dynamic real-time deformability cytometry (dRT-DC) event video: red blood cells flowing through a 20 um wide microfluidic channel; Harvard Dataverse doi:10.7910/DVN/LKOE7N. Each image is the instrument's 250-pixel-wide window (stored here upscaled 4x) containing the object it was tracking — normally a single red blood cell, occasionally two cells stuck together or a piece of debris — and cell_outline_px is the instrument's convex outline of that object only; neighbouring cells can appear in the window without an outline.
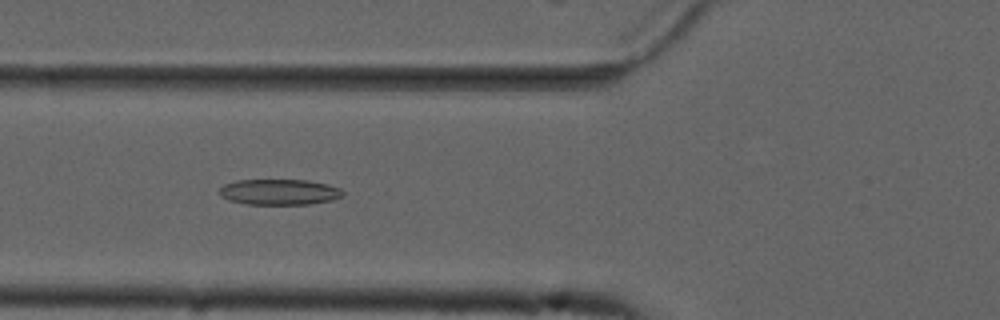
{"species": "common noctule bat (a hibernating species)", "species_latin": "Nyctalus noctula", "temperature_condition": "cold", "stored_images_in_passage": 40, "camera_frame_rate_fps": 3000, "um_per_image_px": 0.085, "animal": {"sex": "male", "forearm_length_mm": 52.5}, "frame": {"image": 1, "passage_image": 14, "time_ms": 4.333, "image_size_px": [1000, 320], "cell_outline_px": [[344, 196], [332, 200], [312, 204], [244, 204], [228, 200], [220, 196], [220, 188], [224, 184], [236, 180], [308, 180], [328, 184], [340, 188], [344, 192]], "centroid_in_image_um": [23.76, 16.32], "position_along_channel_um": 102.0, "area_um2": 18.67}}
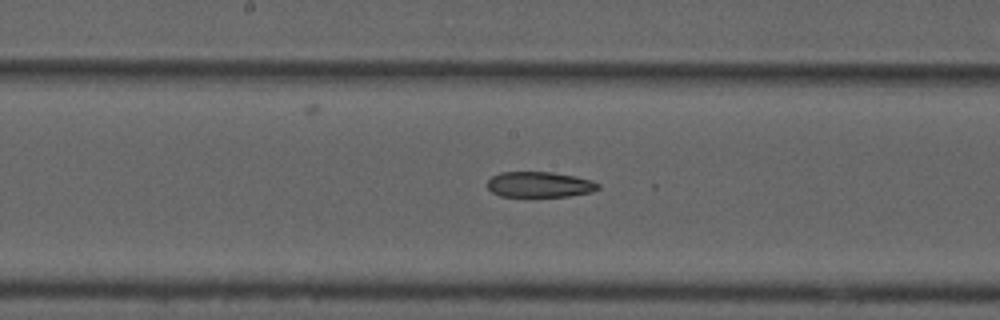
{"frame": {"image": 2, "passage_image": 22, "time_ms": 7.0, "image_size_px": [1000, 320], "cell_outline_px": [[600, 188], [592, 192], [568, 196], [532, 200], [500, 196], [492, 192], [488, 188], [488, 180], [492, 176], [500, 172], [552, 172], [576, 176], [592, 180], [600, 184]], "centroid_in_image_um": [45.86, 15.74], "position_along_channel_um": 202.3, "area_um2": 17.51}}
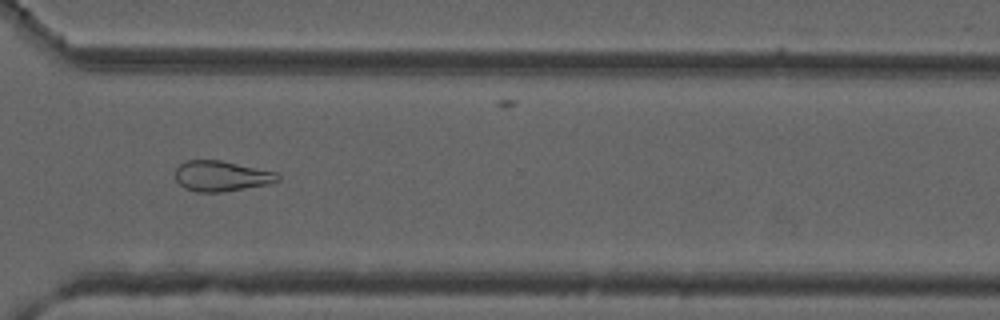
{"frame": {"image": 3, "passage_image": 34, "time_ms": 11.0, "image_size_px": [1000, 320], "cell_outline_px": [[280, 180], [268, 184], [224, 192], [196, 192], [184, 188], [176, 180], [176, 168], [180, 164], [188, 160], [220, 160], [276, 172], [280, 176]], "centroid_in_image_um": [18.82, 14.97], "position_along_channel_um": 351.8, "area_um2": 18.15}}